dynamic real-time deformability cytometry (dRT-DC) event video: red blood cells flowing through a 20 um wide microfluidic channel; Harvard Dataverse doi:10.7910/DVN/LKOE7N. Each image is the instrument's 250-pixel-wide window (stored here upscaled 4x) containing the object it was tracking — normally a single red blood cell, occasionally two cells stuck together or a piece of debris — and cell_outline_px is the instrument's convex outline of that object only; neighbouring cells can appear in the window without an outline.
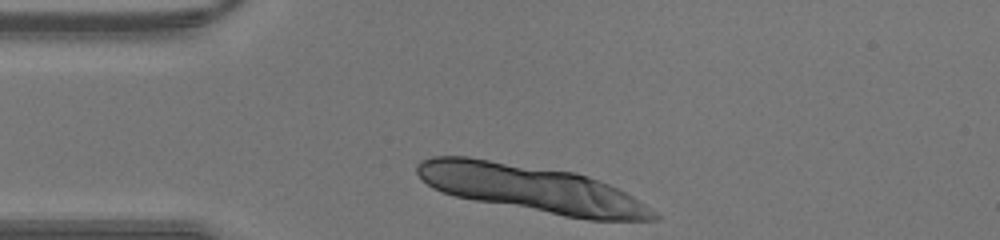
{"species": "human", "species_latin": "Homo sapiens", "temperature_condition": "warm", "stored_images_in_passage": 26, "segment_of_instrument_passage": [1, 2], "camera_frame_rate_fps": 3000, "um_per_image_px": 0.085, "donor": {"sex": "male"}, "frame": {"image": 1, "passage_image": 1, "time_ms": 0.0, "image_size_px": [1000, 240], "cell_outline_px": [[660, 216], [656, 220], [588, 220], [564, 216], [476, 200], [456, 196], [432, 188], [416, 172], [416, 164], [420, 160], [432, 156], [468, 156], [576, 172], [600, 180], [632, 196], [652, 208]], "centroid_in_image_um": [45.21, 16.02], "position_along_channel_um": 39.8, "area_um2": 64.79}}